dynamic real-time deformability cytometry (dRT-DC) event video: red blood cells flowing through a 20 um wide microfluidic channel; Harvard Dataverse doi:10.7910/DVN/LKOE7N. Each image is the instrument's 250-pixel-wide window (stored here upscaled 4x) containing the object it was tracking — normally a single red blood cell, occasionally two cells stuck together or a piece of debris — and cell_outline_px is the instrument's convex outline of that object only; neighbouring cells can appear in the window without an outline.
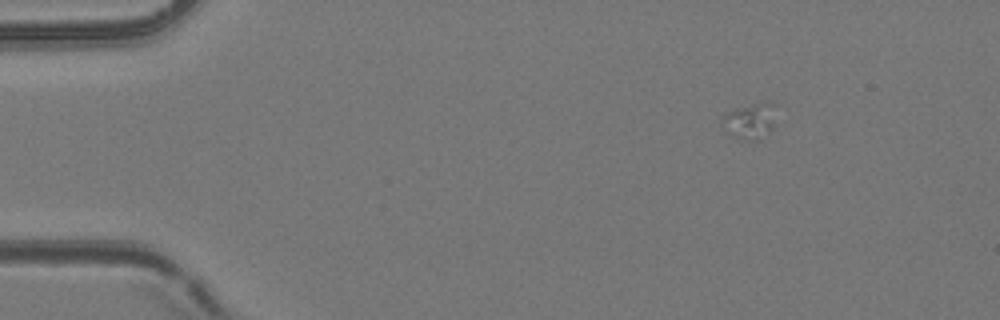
{"species": "common noctule bat (a hibernating species)", "species_latin": "Nyctalus noctula", "temperature_condition": "room temperature", "stored_images_in_passage": 3, "camera_frame_rate_fps": 3000, "um_per_image_px": 0.085, "animal": {"sex": "female", "body_mass_g": 24.6, "forearm_length_mm": 56.2}, "frame": {"image": 1, "passage_image": 1, "time_ms": 0.0, "image_size_px": [1000, 320], "cell_outline_px": [[776, 124], [768, 132], [756, 140], [744, 140], [724, 132], [720, 124], [720, 120], [728, 112], [736, 108], [756, 104], [772, 104]], "centroid_in_image_um": [63.68, 10.33], "position_along_channel_um": 21.3, "area_um2": 10.98}}